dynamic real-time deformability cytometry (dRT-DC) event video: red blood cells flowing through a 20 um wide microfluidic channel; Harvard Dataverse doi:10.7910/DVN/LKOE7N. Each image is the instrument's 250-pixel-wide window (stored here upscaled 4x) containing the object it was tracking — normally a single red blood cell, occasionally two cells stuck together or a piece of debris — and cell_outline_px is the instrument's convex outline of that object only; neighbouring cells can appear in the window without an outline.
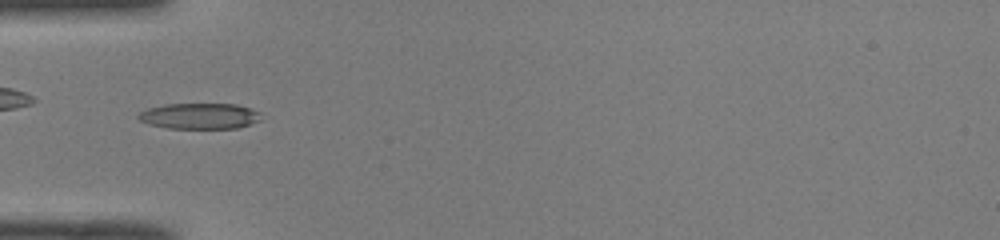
{"species": "common noctule bat (a hibernating species)", "species_latin": "Nyctalus noctula", "temperature_condition": "room temperature", "stored_images_in_passage": 39, "camera_frame_rate_fps": 3000, "um_per_image_px": 0.085, "animal": {"sex": "male", "body_mass_g": 19.0, "forearm_length_mm": 50.8}, "frame": {"image": 1, "passage_image": 6, "time_ms": 1.667, "image_size_px": [1000, 240], "cell_outline_px": [[260, 120], [236, 128], [168, 128], [148, 124], [140, 120], [136, 116], [140, 112], [148, 108], [164, 104], [236, 104], [260, 112]], "centroid_in_image_um": [16.92, 9.86], "position_along_channel_um": 68.1, "area_um2": 18.32}}
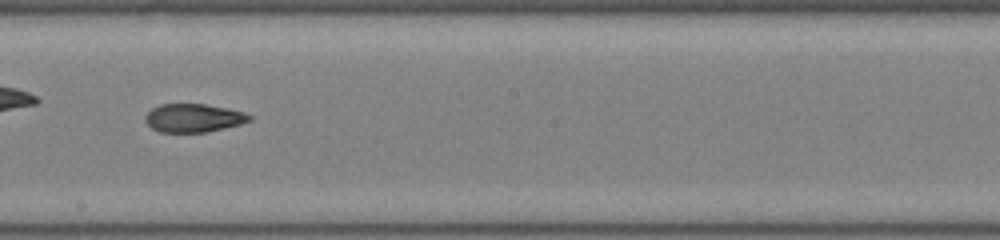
{"frame": {"image": 2, "passage_image": 18, "time_ms": 5.667, "image_size_px": [1000, 240], "cell_outline_px": [[252, 120], [240, 124], [224, 128], [204, 132], [160, 132], [152, 128], [144, 120], [144, 116], [152, 108], [160, 104], [204, 104], [228, 108], [244, 112], [252, 116]], "centroid_in_image_um": [16.44, 10.02], "position_along_channel_um": 231.8, "area_um2": 17.22}}
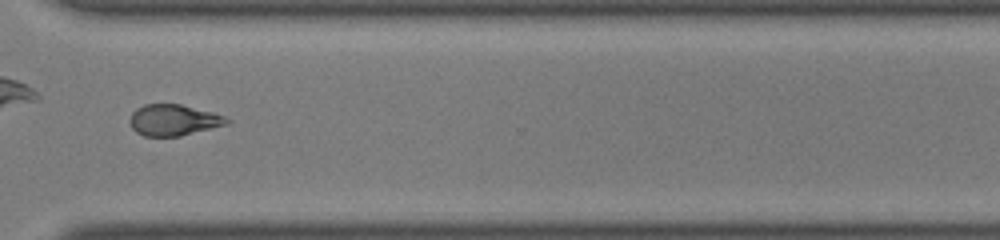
{"frame": {"image": 3, "passage_image": 27, "time_ms": 8.667, "image_size_px": [1000, 240], "cell_outline_px": [[232, 120], [228, 124], [180, 136], [144, 136], [136, 132], [132, 128], [128, 120], [132, 112], [136, 108], [144, 104], [180, 104], [212, 112], [224, 116]], "centroid_in_image_um": [14.73, 10.2], "position_along_channel_um": 355.9, "area_um2": 17.69}, "authors_computed_cell_mechanics": {"area_um2": 17.6868, "velocity_mm_per_s": 4.1198, "shape_relaxation_time_tau1_ms": 6.4154, "shape_relaxation_time_tau2_ms": 4.5306, "deformation_change_tau1": 0.1976, "deformation_change_tau2": 0.1362}}